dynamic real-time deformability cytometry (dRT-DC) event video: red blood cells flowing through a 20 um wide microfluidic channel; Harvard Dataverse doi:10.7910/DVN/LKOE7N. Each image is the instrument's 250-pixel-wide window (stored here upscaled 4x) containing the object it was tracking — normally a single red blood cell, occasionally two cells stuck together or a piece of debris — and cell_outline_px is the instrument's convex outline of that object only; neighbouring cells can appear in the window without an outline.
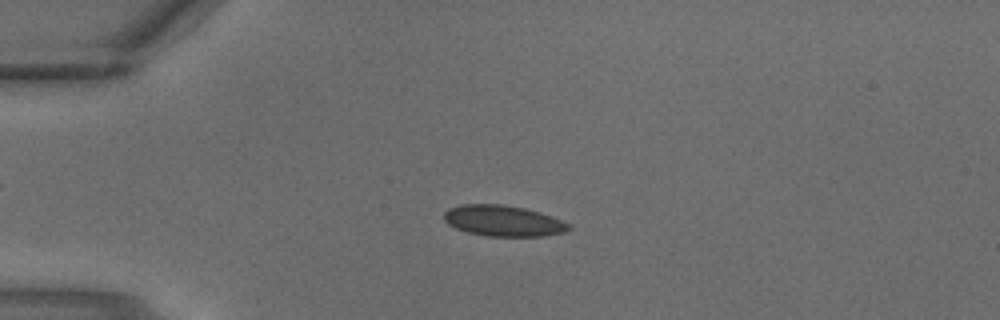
{"species": "common noctule bat (a hibernating species)", "species_latin": "Nyctalus noctula", "temperature_condition": "warm", "stored_images_in_passage": 1, "camera_frame_rate_fps": 3000, "um_per_image_px": 0.085, "animal": {"sex": "male", "body_mass_g": 18.8}, "frame": {"image": 1, "passage_image": 1, "time_ms": 0.0, "image_size_px": [1000, 320], "cell_outline_px": [[572, 228], [564, 232], [544, 236], [488, 236], [468, 232], [456, 228], [448, 224], [444, 220], [444, 212], [448, 208], [460, 204], [504, 204], [524, 208], [540, 212], [552, 216], [572, 224]], "centroid_in_image_um": [42.79, 18.76], "position_along_channel_um": 42.2, "area_um2": 22.66}}